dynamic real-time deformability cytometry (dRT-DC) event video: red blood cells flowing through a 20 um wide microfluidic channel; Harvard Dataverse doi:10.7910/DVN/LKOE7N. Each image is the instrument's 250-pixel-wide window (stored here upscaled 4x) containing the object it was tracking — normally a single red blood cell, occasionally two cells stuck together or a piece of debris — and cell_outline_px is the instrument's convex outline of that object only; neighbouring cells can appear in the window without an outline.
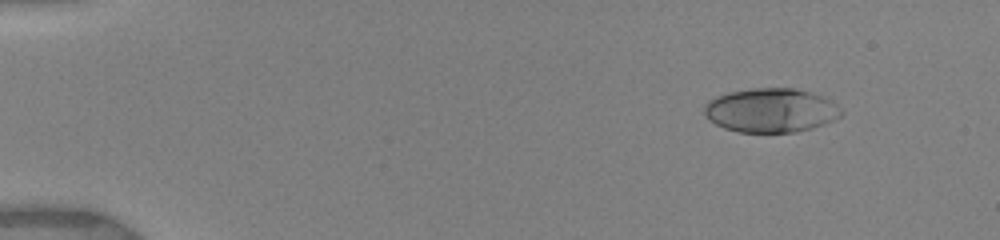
{"species": "human", "species_latin": "Homo sapiens", "temperature_condition": "warm", "stored_images_in_passage": 24, "camera_frame_rate_fps": 3000, "um_per_image_px": 0.085, "donor": {"sex": "female"}, "frame": {"image": 1, "passage_image": 6, "time_ms": 1.667, "image_size_px": [1000, 240], "cell_outline_px": [[844, 112], [840, 116], [824, 124], [812, 128], [796, 132], [736, 132], [724, 128], [716, 124], [704, 112], [704, 104], [708, 100], [716, 96], [728, 92], [752, 88], [796, 88], [832, 100]], "centroid_in_image_um": [65.52, 9.37], "position_along_channel_um": 19.5, "area_um2": 35.14}}
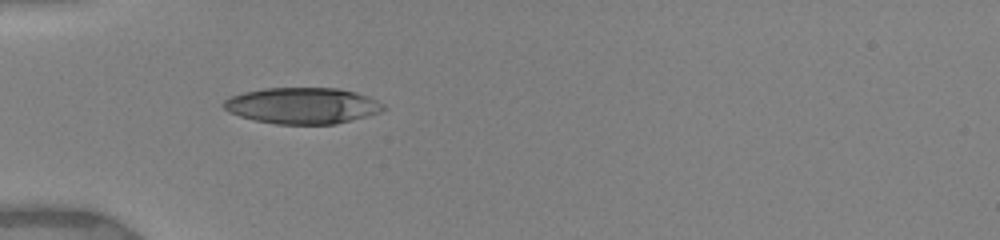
{"frame": {"image": 2, "passage_image": 23, "time_ms": 5.333, "image_size_px": [1000, 240], "cell_outline_px": [[388, 108], [380, 112], [368, 116], [336, 124], [276, 124], [256, 120], [240, 116], [228, 112], [224, 108], [224, 100], [228, 96], [244, 92], [264, 88], [340, 88], [356, 92], [368, 96], [384, 104]], "centroid_in_image_um": [25.73, 8.98], "position_along_channel_um": 59.3, "area_um2": 33.87}}